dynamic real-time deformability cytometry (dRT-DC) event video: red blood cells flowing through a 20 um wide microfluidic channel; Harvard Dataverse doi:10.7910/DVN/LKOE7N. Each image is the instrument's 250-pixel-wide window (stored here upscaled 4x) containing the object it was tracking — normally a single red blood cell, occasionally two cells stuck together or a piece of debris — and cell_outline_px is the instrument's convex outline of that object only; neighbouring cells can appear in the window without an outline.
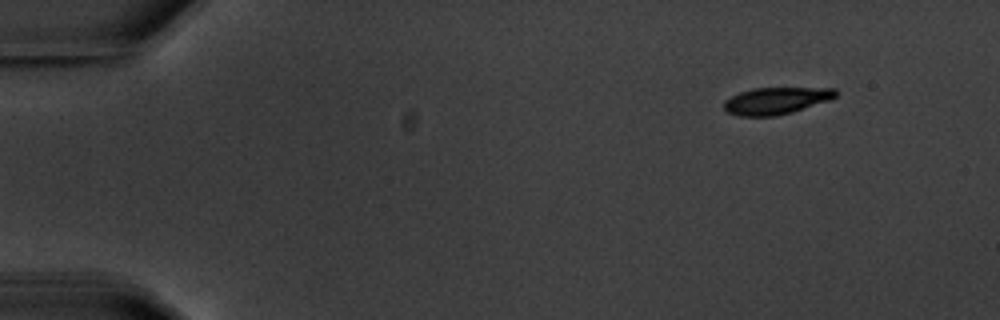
{"species": "common noctule bat (a hibernating species)", "species_latin": "Nyctalus noctula", "temperature_condition": "warm", "stored_images_in_passage": 5, "camera_frame_rate_fps": 3000, "um_per_image_px": 0.085, "animal": {"sex": "male", "body_mass_g": 20.1, "forearm_length_mm": 53.5}, "frame": {"image": 1, "passage_image": 1, "time_ms": 0.0, "image_size_px": [1000, 320], "cell_outline_px": [[836, 96], [828, 100], [792, 112], [776, 116], [740, 116], [728, 112], [724, 108], [724, 100], [740, 92], [752, 88], [836, 88]], "centroid_in_image_um": [65.94, 8.56], "position_along_channel_um": 19.1, "area_um2": 17.34}}
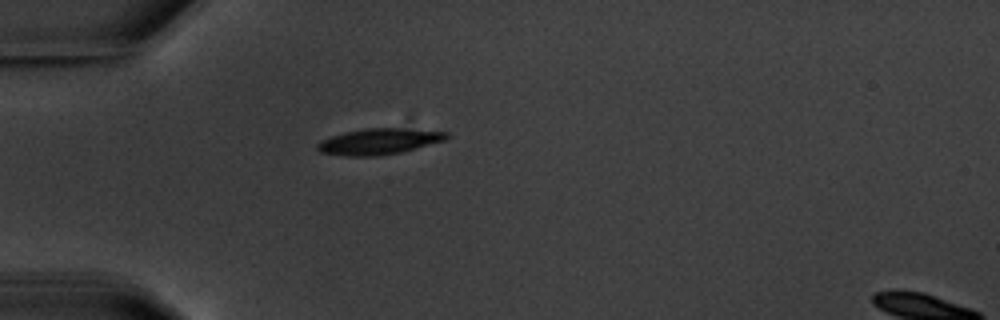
{"frame": {"image": 2, "passage_image": 4, "time_ms": 3.667, "image_size_px": [1000, 320], "cell_outline_px": [[448, 136], [444, 140], [416, 148], [400, 152], [380, 156], [344, 156], [320, 152], [316, 148], [316, 144], [320, 140], [344, 132], [364, 128], [400, 128], [448, 132]], "centroid_in_image_um": [32.15, 12.03], "position_along_channel_um": 52.8, "area_um2": 19.48}}